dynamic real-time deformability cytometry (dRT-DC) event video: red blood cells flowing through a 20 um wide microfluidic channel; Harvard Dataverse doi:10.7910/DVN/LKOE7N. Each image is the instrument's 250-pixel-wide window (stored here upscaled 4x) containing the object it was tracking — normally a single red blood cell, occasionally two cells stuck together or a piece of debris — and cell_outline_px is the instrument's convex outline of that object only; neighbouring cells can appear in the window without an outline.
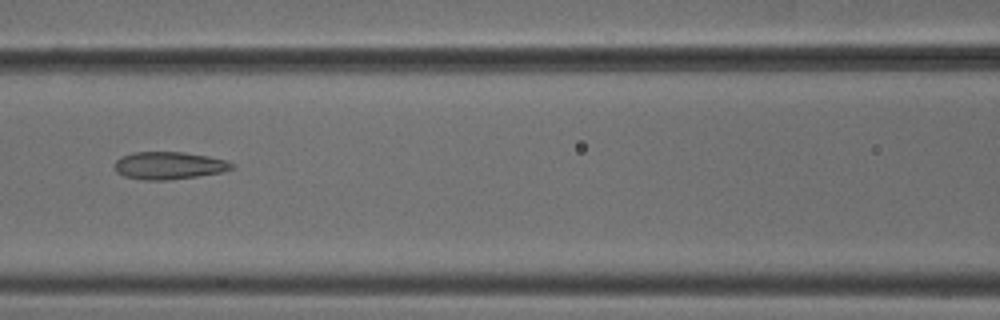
{"species": "common noctule bat (a hibernating species)", "species_latin": "Nyctalus noctula", "temperature_condition": "cold", "stored_images_in_passage": 6, "camera_frame_rate_fps": 3000, "um_per_image_px": 0.085, "animal": {"sex": "male", "body_mass_g": 18.8}, "frame": {"image": 1, "passage_image": 6, "time_ms": 1.667, "image_size_px": [1000, 320], "cell_outline_px": [[236, 168], [224, 172], [168, 180], [144, 180], [124, 176], [116, 172], [116, 160], [120, 156], [132, 152], [184, 152], [208, 156], [228, 160], [236, 164]], "centroid_in_image_um": [14.42, 14.06], "position_along_channel_um": 152.2, "area_um2": 19.02}}